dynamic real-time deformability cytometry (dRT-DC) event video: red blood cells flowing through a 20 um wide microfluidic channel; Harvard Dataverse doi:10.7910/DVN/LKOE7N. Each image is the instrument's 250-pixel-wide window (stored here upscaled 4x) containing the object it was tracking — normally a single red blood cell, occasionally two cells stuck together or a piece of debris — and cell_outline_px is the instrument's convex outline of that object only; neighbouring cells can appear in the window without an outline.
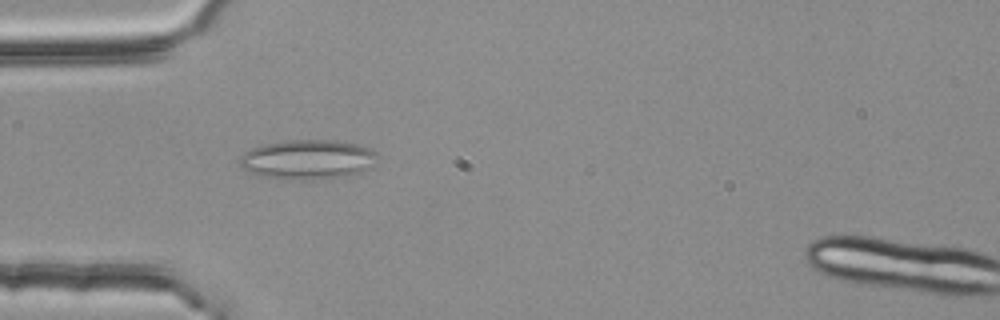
{"species": "common noctule bat (a hibernating species)", "species_latin": "Nyctalus noctula", "temperature_condition": "room temperature", "stored_images_in_passage": 39, "segment_of_instrument_passage": [1, 2], "camera_frame_rate_fps": 3000, "um_per_image_px": 0.085, "animal": {"sex": "female", "body_mass_g": 25.1}, "frame": {"image": 1, "passage_image": 2, "time_ms": 0.333, "image_size_px": [1000, 320], "cell_outline_px": [[376, 156], [368, 168], [360, 172], [348, 176], [320, 180], [300, 180], [264, 176], [248, 172], [240, 164], [240, 156], [244, 152], [260, 144], [292, 140], [336, 140], [356, 144], [372, 148], [376, 152]], "centroid_in_image_um": [26.15, 13.55], "position_along_channel_um": 58.9, "area_um2": 31.79}}